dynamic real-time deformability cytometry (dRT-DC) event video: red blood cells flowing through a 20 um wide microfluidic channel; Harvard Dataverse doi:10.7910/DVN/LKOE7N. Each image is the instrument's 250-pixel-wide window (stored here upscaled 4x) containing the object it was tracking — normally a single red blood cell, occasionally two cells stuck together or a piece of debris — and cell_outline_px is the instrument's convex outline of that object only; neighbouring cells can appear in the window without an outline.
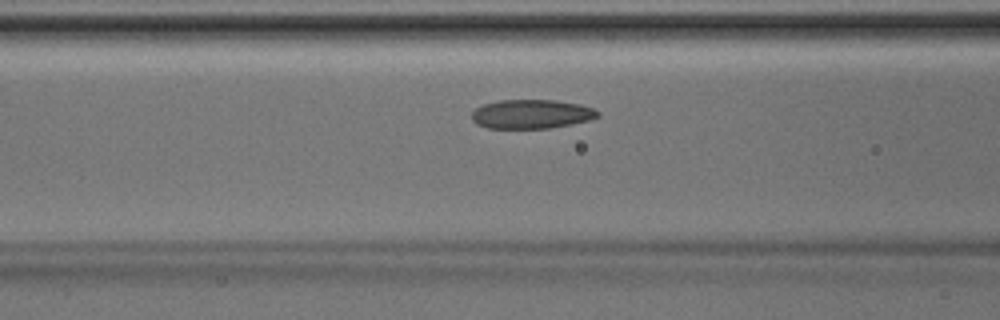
{"species": "Egyptian fruit bat (a non-hibernating species)", "species_latin": "Rousettus aegyptiacus", "temperature_condition": "room temperature", "stored_images_in_passage": 35, "camera_frame_rate_fps": 3000, "um_per_image_px": 0.085, "animal": {"sex": "male"}, "frame": {"image": 1, "passage_image": 12, "time_ms": 3.667, "image_size_px": [1000, 320], "cell_outline_px": [[600, 116], [588, 120], [548, 128], [488, 128], [476, 124], [472, 120], [472, 112], [476, 108], [484, 104], [500, 100], [556, 100], [580, 104], [592, 108], [600, 112]], "centroid_in_image_um": [45.16, 9.69], "position_along_channel_um": 121.4, "area_um2": 21.21}}
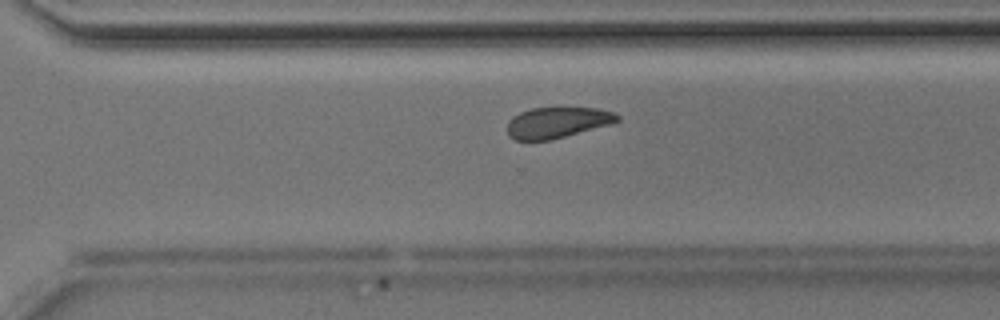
{"frame": {"image": 2, "passage_image": 26, "time_ms": 8.333, "image_size_px": [1000, 320], "cell_outline_px": [[620, 120], [608, 124], [564, 136], [548, 140], [516, 140], [508, 136], [508, 120], [512, 116], [520, 112], [532, 108], [596, 108], [612, 112], [620, 116]], "centroid_in_image_um": [47.31, 10.4], "position_along_channel_um": 323.3, "area_um2": 19.42}}
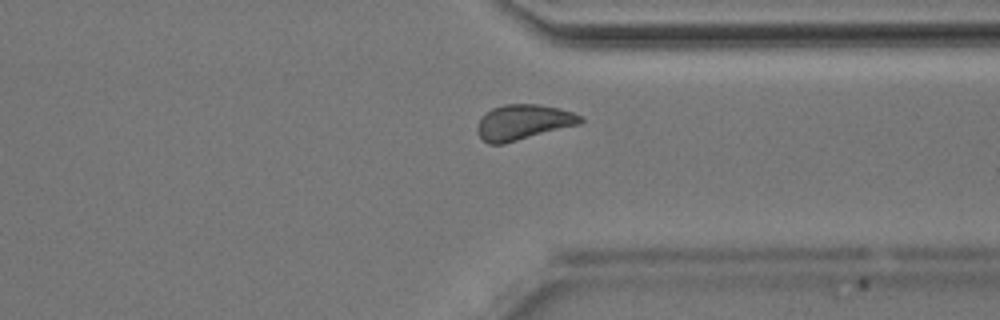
{"frame": {"image": 3, "passage_image": 29, "time_ms": 9.333, "image_size_px": [1000, 320], "cell_outline_px": [[584, 120], [580, 124], [504, 144], [488, 144], [480, 136], [476, 128], [480, 120], [492, 108], [504, 104], [540, 104], [560, 108], [584, 116]], "centroid_in_image_um": [44.52, 10.38], "position_along_channel_um": 366.9, "area_um2": 21.21}}